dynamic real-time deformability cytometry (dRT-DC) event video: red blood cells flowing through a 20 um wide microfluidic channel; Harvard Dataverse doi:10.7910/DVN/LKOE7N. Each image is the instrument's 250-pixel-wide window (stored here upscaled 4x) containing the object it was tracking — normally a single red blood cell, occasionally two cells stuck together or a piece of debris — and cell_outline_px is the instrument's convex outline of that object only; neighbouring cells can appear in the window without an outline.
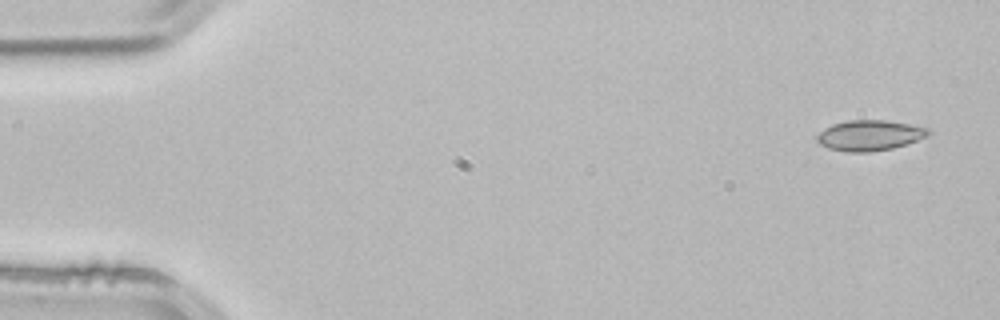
{"species": "common noctule bat (a hibernating species)", "species_latin": "Nyctalus noctula", "temperature_condition": "room temperature", "stored_images_in_passage": 4, "camera_frame_rate_fps": 3000, "um_per_image_px": 0.085, "animal": {"sex": "male", "body_mass_g": 21.5, "forearm_length_mm": 52.0}, "frame": {"image": 1, "passage_image": 1, "time_ms": 0.0, "image_size_px": [1000, 320], "cell_outline_px": [[932, 132], [928, 136], [908, 144], [892, 148], [868, 152], [848, 152], [828, 148], [820, 144], [816, 140], [816, 136], [824, 128], [832, 124], [848, 120], [884, 120], [908, 124], [928, 128]], "centroid_in_image_um": [73.92, 11.51], "position_along_channel_um": 11.1, "area_um2": 19.83}}
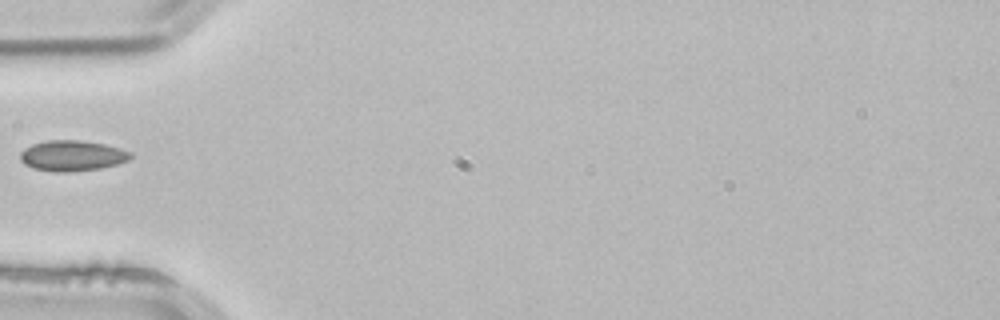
{"frame": {"image": 2, "passage_image": 4, "time_ms": 1.0, "image_size_px": [1000, 320], "cell_outline_px": [[132, 156], [128, 160], [116, 164], [100, 168], [68, 172], [56, 172], [32, 168], [24, 164], [20, 160], [20, 152], [24, 148], [32, 144], [48, 140], [80, 140], [104, 144], [120, 148], [132, 152]], "centroid_in_image_um": [6.11, 13.23], "position_along_channel_um": 78.9, "area_um2": 19.71}}